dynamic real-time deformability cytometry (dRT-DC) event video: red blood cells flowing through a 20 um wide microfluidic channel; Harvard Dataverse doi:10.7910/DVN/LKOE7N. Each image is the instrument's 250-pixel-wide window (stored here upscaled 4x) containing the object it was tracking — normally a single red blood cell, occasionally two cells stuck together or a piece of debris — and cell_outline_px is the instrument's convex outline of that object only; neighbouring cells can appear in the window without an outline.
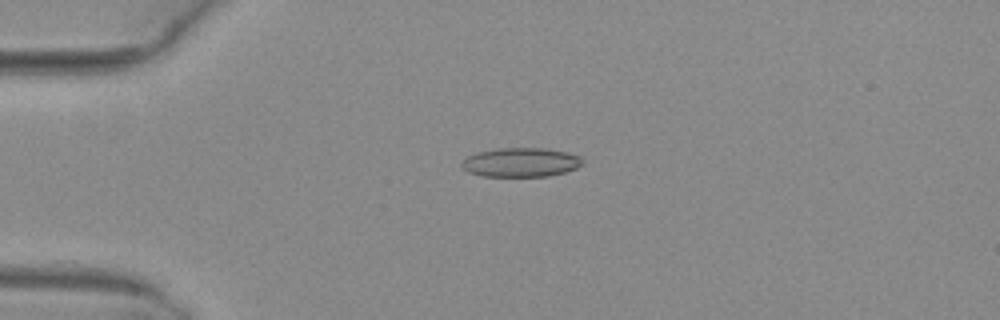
{"species": "common noctule bat (a hibernating species)", "species_latin": "Nyctalus noctula", "temperature_condition": "warm", "stored_images_in_passage": 5, "camera_frame_rate_fps": 3000, "um_per_image_px": 0.085, "animal": {"sex": "female", "body_mass_g": 29.2, "forearm_length_mm": 56.3}, "frame": {"image": 1, "passage_image": 1, "time_ms": 0.0, "image_size_px": [1000, 320], "cell_outline_px": [[584, 164], [576, 168], [564, 172], [548, 176], [480, 176], [468, 172], [460, 164], [468, 156], [476, 152], [496, 148], [544, 148], [568, 152], [580, 156], [584, 160]], "centroid_in_image_um": [44.29, 13.79], "position_along_channel_um": 40.7, "area_um2": 20.63}}
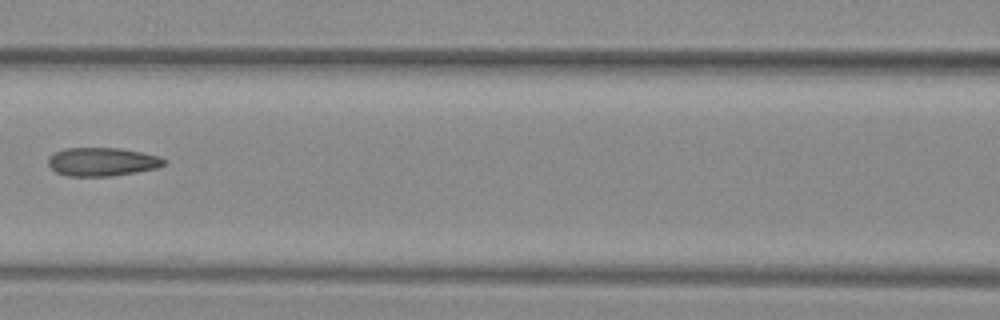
{"frame": {"image": 2, "passage_image": 4, "time_ms": 1.0, "image_size_px": [1000, 320], "cell_outline_px": [[168, 160], [164, 164], [156, 168], [136, 172], [112, 176], [68, 176], [56, 172], [48, 164], [48, 156], [64, 148], [120, 148], [160, 156]], "centroid_in_image_um": [8.69, 13.75], "position_along_channel_um": 157.9, "area_um2": 19.25}}
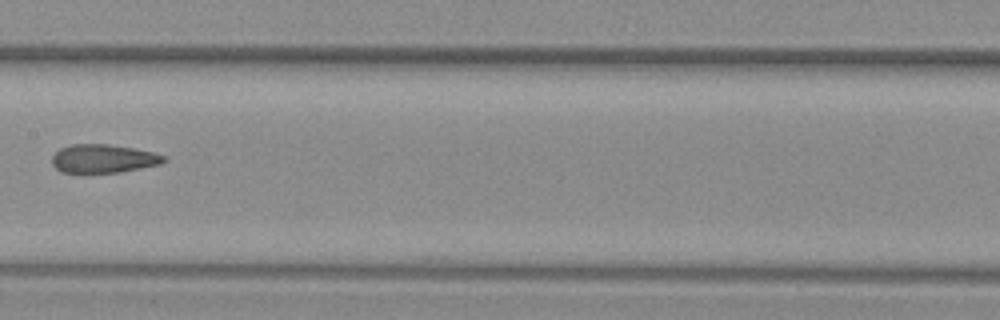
{"frame": {"image": 3, "passage_image": 5, "time_ms": 1.333, "image_size_px": [1000, 320], "cell_outline_px": [[168, 160], [160, 164], [120, 172], [60, 172], [52, 164], [52, 156], [60, 148], [72, 144], [108, 144], [136, 148], [152, 152], [164, 156]], "centroid_in_image_um": [8.78, 13.47], "position_along_channel_um": 198.6, "area_um2": 18.5}}